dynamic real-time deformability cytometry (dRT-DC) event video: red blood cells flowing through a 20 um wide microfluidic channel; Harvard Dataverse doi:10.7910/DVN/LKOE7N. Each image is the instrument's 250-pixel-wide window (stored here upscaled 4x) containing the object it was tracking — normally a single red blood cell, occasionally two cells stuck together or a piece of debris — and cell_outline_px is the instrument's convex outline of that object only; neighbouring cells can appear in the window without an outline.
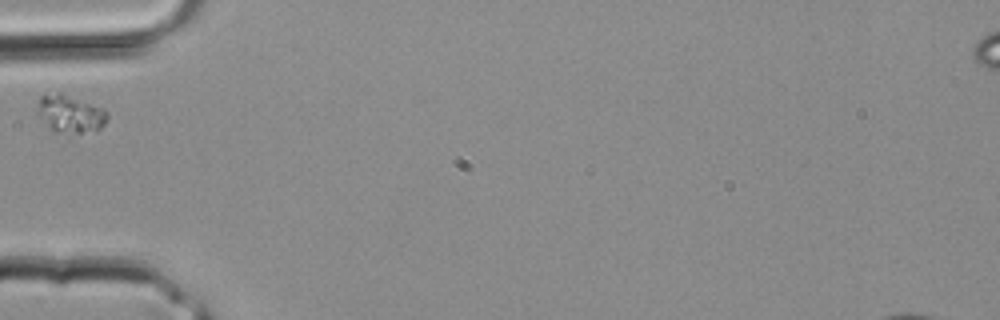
{"species": "common noctule bat (a hibernating species)", "species_latin": "Nyctalus noctula", "temperature_condition": "room temperature", "stored_images_in_passage": 28, "camera_frame_rate_fps": 3000, "um_per_image_px": 0.085, "animal": {"sex": "male", "body_mass_g": 20.4}, "frame": {"image": 1, "passage_image": 1, "time_ms": 0.0, "image_size_px": [1000, 320], "cell_outline_px": [[108, 120], [100, 128], [80, 132], [56, 132], [48, 128], [36, 112], [36, 100], [44, 92], [60, 92], [100, 108], [108, 112]], "centroid_in_image_um": [5.87, 9.64], "position_along_channel_um": 79.1, "area_um2": 15.32}}
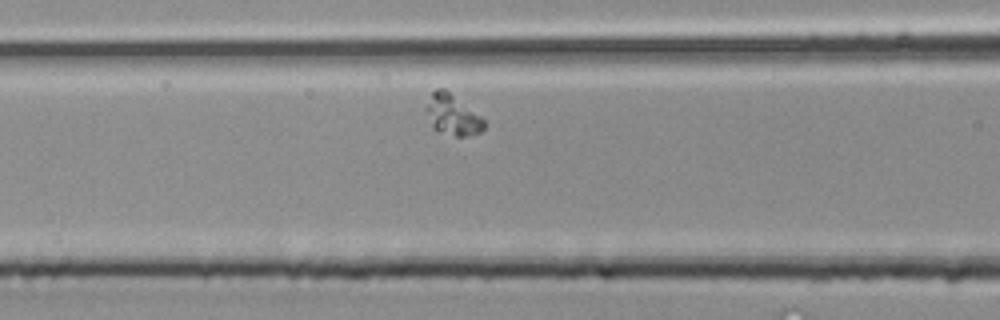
{"frame": {"image": 2, "passage_image": 4, "time_ms": 1.0, "image_size_px": [1000, 320], "cell_outline_px": [[484, 128], [480, 132], [464, 136], [456, 136], [432, 128], [424, 108], [432, 92], [436, 88], [444, 88], [480, 116], [484, 120]], "centroid_in_image_um": [38.42, 9.75], "position_along_channel_um": 128.2, "area_um2": 13.41}}
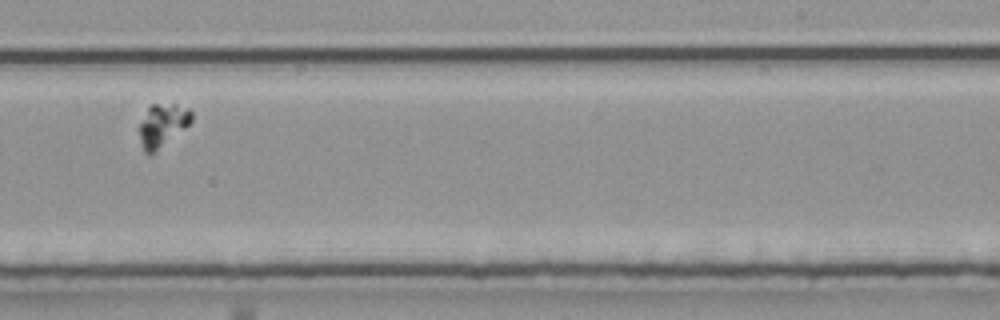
{"frame": {"image": 3, "passage_image": 13, "time_ms": 4.0, "image_size_px": [1000, 320], "cell_outline_px": [[192, 120], [184, 128], [156, 152], [144, 152], [140, 140], [140, 124], [148, 108], [152, 104], [176, 104], [188, 108], [192, 112]], "centroid_in_image_um": [13.82, 10.63], "position_along_channel_um": 275.2, "area_um2": 12.72}}